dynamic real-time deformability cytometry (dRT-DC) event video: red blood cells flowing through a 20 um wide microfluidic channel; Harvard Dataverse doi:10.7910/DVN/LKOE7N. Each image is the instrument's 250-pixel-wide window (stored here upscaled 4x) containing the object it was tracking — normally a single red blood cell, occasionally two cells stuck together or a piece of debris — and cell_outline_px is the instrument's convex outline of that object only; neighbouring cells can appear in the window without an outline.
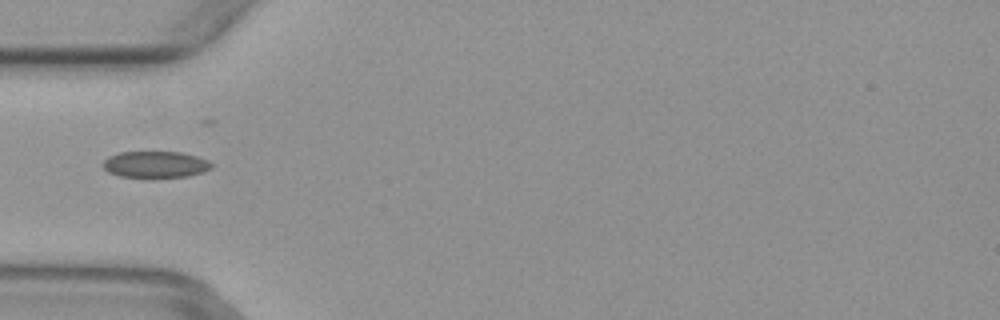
{"species": "common noctule bat (a hibernating species)", "species_latin": "Nyctalus noctula", "temperature_condition": "warm", "stored_images_in_passage": 5, "camera_frame_rate_fps": 3000, "um_per_image_px": 0.085, "animal": {"sex": "female", "body_mass_g": 29.2, "forearm_length_mm": 56.3}, "frame": {"image": 1, "passage_image": 4, "time_ms": 1.0, "image_size_px": [1000, 320], "cell_outline_px": [[212, 168], [204, 172], [188, 176], [152, 180], [120, 176], [108, 172], [100, 164], [108, 156], [120, 152], [180, 152], [196, 156], [208, 160], [212, 164]], "centroid_in_image_um": [13.19, 14.02], "position_along_channel_um": 71.8, "area_um2": 17.51}}